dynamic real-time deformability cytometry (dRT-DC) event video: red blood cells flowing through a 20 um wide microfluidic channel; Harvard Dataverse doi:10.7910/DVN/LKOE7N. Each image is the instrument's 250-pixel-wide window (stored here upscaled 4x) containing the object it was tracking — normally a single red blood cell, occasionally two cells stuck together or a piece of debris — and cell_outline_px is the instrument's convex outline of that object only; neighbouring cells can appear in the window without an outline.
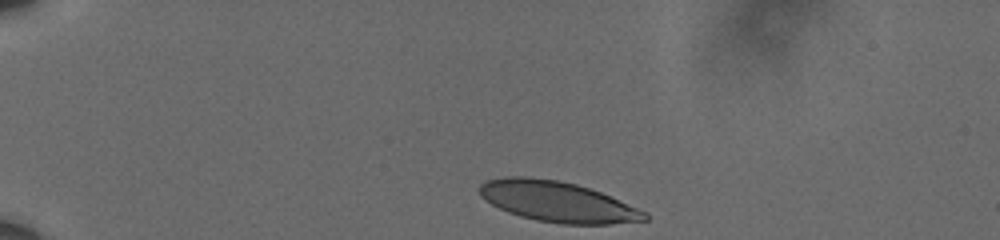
{"species": "human", "species_latin": "Homo sapiens", "temperature_condition": "cold", "stored_images_in_passage": 41, "camera_frame_rate_fps": 3000, "um_per_image_px": 0.085, "donor": {"sex": "male"}, "frame": {"image": 1, "passage_image": 1, "time_ms": 0.0, "image_size_px": [1000, 240], "cell_outline_px": [[648, 220], [608, 224], [560, 224], [536, 220], [520, 216], [508, 212], [484, 200], [480, 196], [480, 184], [488, 180], [504, 176], [528, 176], [560, 180], [576, 184], [600, 192], [648, 212]], "centroid_in_image_um": [47.37, 17.13], "position_along_channel_um": 37.6, "area_um2": 39.07}}
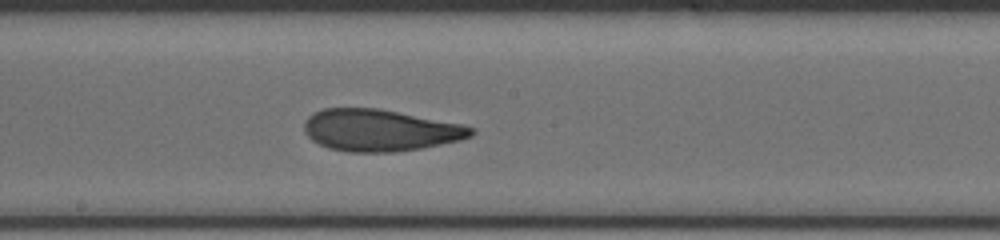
{"frame": {"image": 2, "passage_image": 22, "time_ms": 7.0, "image_size_px": [1000, 240], "cell_outline_px": [[476, 132], [472, 136], [460, 140], [420, 148], [396, 152], [348, 152], [328, 148], [312, 140], [304, 132], [304, 120], [312, 112], [324, 108], [380, 108], [460, 124], [476, 128]], "centroid_in_image_um": [32.27, 11.07], "position_along_channel_um": 215.9, "area_um2": 40.81}}
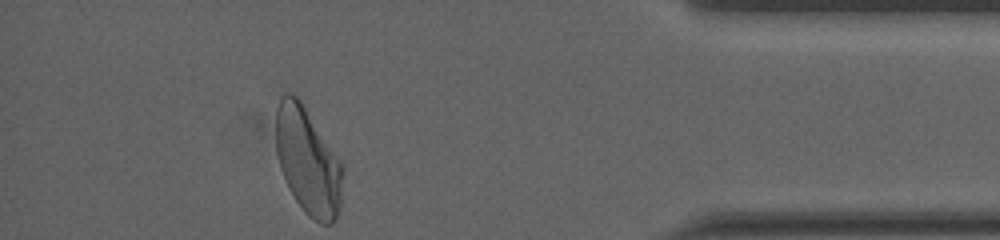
{"frame": {"image": 3, "passage_image": 41, "time_ms": 13.333, "image_size_px": [1000, 240], "cell_outline_px": [[344, 172], [340, 208], [332, 224], [320, 224], [308, 216], [304, 212], [288, 188], [280, 168], [276, 152], [276, 108], [280, 96], [284, 92], [292, 92], [300, 100], [340, 160], [344, 168]], "centroid_in_image_um": [26.16, 13.7], "position_along_channel_um": 409.0, "area_um2": 41.85}, "authors_computed_cell_mechanics": {"area_um2": 40.6334, "velocity_mm_per_s": 3.5893, "shape_relaxation_time_tau1_ms": 5.5329, "shape_relaxation_time_tau2_ms": 1.9127, "deformation_change_tau1": 0.1923, "deformation_change_tau2": 0.0953}}